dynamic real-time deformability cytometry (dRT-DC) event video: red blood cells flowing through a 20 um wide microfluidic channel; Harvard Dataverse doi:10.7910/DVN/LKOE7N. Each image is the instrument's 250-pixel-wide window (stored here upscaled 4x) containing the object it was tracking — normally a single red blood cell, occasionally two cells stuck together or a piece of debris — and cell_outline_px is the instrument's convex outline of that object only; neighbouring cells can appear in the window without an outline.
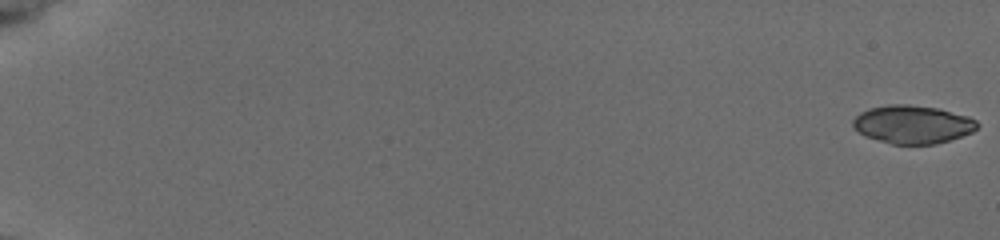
{"species": "common noctule bat (a hibernating species)", "species_latin": "Nyctalus noctula", "temperature_condition": "cold", "stored_images_in_passage": 51, "camera_frame_rate_fps": 3000, "um_per_image_px": 0.085, "animal": {"sex": "female", "body_mass_g": 19.5, "forearm_length_mm": 54.1}, "frame": {"image": 1, "passage_image": 1, "time_ms": 0.0, "image_size_px": [1000, 240], "cell_outline_px": [[980, 124], [972, 132], [936, 144], [892, 144], [864, 136], [852, 124], [852, 120], [860, 112], [868, 108], [888, 104], [908, 104], [940, 108], [968, 116], [976, 120]], "centroid_in_image_um": [77.57, 10.56], "position_along_channel_um": 7.4, "area_um2": 27.74}}
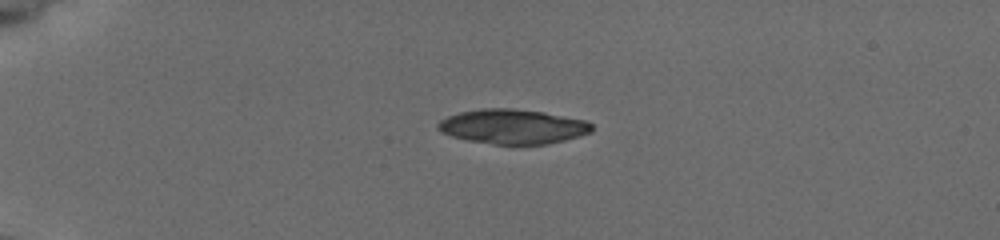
{"frame": {"image": 2, "passage_image": 14, "time_ms": 4.333, "image_size_px": [1000, 240], "cell_outline_px": [[592, 132], [564, 140], [548, 144], [496, 144], [468, 140], [452, 136], [440, 132], [436, 128], [436, 124], [440, 120], [448, 116], [460, 112], [484, 108], [512, 108], [544, 112], [584, 120], [592, 124]], "centroid_in_image_um": [43.56, 10.75], "position_along_channel_um": 41.4, "area_um2": 30.92}}